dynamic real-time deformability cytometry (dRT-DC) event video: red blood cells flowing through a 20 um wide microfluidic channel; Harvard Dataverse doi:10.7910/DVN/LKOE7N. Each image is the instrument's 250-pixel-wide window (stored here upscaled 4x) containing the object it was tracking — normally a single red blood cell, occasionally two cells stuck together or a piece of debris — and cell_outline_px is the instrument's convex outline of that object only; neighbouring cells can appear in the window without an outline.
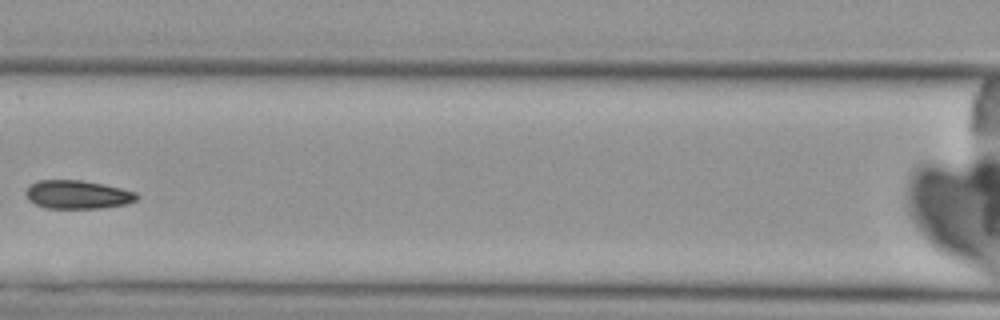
{"species": "Egyptian fruit bat (a non-hibernating species)", "species_latin": "Rousettus aegyptiacus", "temperature_condition": "cold", "stored_images_in_passage": 4, "camera_frame_rate_fps": 3000, "um_per_image_px": 0.085, "animal": {"sex": "female"}, "frame": {"image": 1, "passage_image": 4, "time_ms": 3.667, "image_size_px": [1000, 320], "cell_outline_px": [[140, 196], [136, 200], [128, 204], [100, 208], [48, 208], [36, 204], [28, 200], [24, 192], [36, 180], [80, 180], [104, 184], [136, 192]], "centroid_in_image_um": [6.61, 16.54], "position_along_channel_um": 160.0, "area_um2": 18.44}}